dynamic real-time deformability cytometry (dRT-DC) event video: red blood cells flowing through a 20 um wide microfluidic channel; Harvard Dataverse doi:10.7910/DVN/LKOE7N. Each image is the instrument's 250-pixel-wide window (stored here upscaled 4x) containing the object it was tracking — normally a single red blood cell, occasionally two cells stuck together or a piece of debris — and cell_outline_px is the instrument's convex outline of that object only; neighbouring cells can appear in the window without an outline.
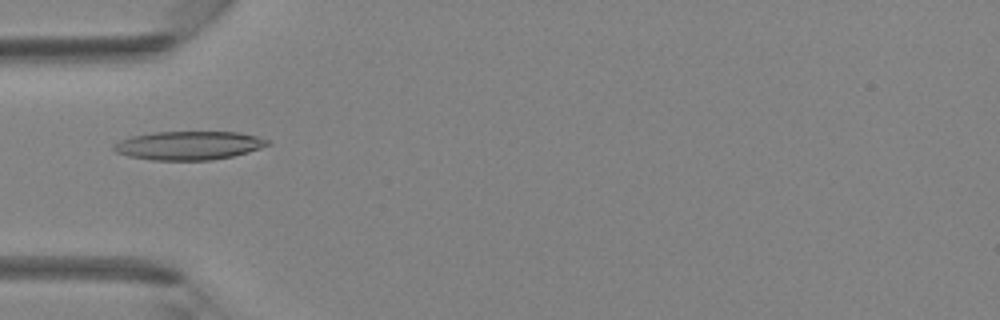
{"species": "Egyptian fruit bat (a non-hibernating species)", "species_latin": "Rousettus aegyptiacus", "temperature_condition": "room temperature", "stored_images_in_passage": 42, "camera_frame_rate_fps": 3000, "um_per_image_px": 0.085, "animal": {"sex": "female"}, "frame": {"image": 1, "passage_image": 14, "time_ms": 4.333, "image_size_px": [1000, 320], "cell_outline_px": [[272, 144], [248, 152], [232, 156], [212, 160], [152, 160], [128, 156], [116, 152], [112, 148], [112, 144], [120, 140], [132, 136], [152, 132], [240, 132], [272, 140]], "centroid_in_image_um": [16.06, 12.36], "position_along_channel_um": 68.9, "area_um2": 25.84}}
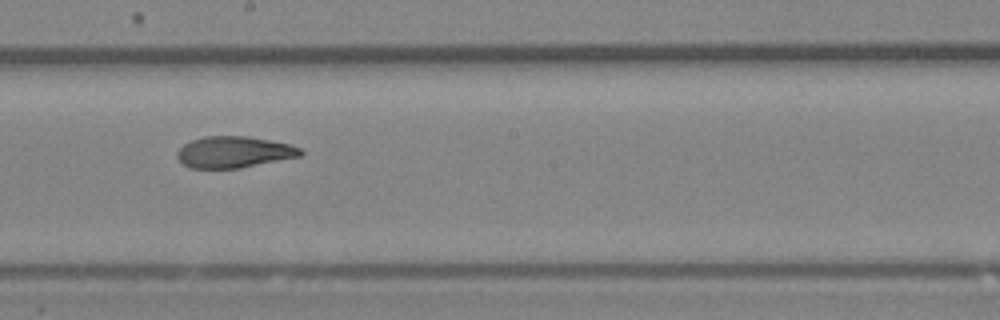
{"frame": {"image": 2, "passage_image": 24, "time_ms": 7.667, "image_size_px": [1000, 320], "cell_outline_px": [[304, 156], [240, 168], [188, 168], [176, 156], [176, 152], [184, 144], [192, 140], [204, 136], [248, 136], [288, 144], [300, 148], [304, 152]], "centroid_in_image_um": [19.91, 12.93], "position_along_channel_um": 228.3, "area_um2": 22.66}}
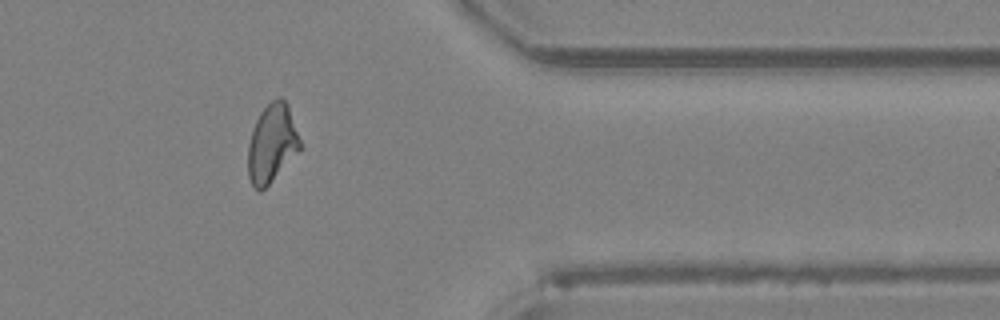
{"frame": {"image": 3, "passage_image": 35, "time_ms": 11.333, "image_size_px": [1000, 320], "cell_outline_px": [[300, 148], [268, 184], [260, 192], [252, 184], [248, 176], [248, 144], [252, 128], [260, 112], [272, 100], [280, 96], [288, 104], [300, 140]], "centroid_in_image_um": [23.08, 12.15], "position_along_channel_um": 388.3, "area_um2": 23.24}}